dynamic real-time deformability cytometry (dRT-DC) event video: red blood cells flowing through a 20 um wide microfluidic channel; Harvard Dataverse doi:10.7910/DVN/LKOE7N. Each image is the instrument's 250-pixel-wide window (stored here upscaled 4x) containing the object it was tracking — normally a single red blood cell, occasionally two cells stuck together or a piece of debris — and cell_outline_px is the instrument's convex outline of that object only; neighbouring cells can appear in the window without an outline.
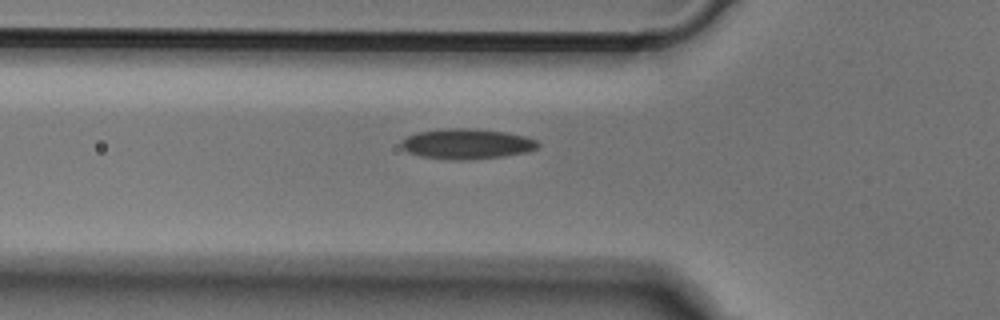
{"species": "Egyptian fruit bat (a non-hibernating species)", "species_latin": "Rousettus aegyptiacus", "temperature_condition": "cold", "stored_images_in_passage": 37, "camera_frame_rate_fps": 3000, "um_per_image_px": 0.085, "animal": {"sex": "male"}, "frame": {"image": 1, "passage_image": 3, "time_ms": 0.667, "image_size_px": [1000, 320], "cell_outline_px": [[540, 144], [536, 148], [528, 152], [504, 156], [468, 160], [452, 160], [420, 156], [408, 152], [400, 144], [408, 136], [416, 132], [444, 128], [476, 128], [504, 132], [524, 136], [536, 140]], "centroid_in_image_um": [39.69, 12.23], "position_along_channel_um": 86.1, "area_um2": 24.16}}
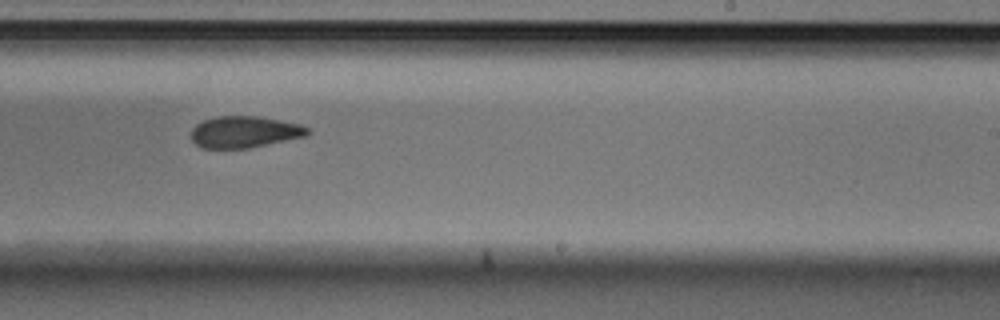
{"frame": {"image": 2, "passage_image": 17, "time_ms": 5.333, "image_size_px": [1000, 320], "cell_outline_px": [[312, 132], [308, 136], [248, 148], [200, 148], [192, 140], [192, 128], [196, 124], [204, 120], [216, 116], [256, 116], [280, 120], [300, 124], [308, 128]], "centroid_in_image_um": [20.8, 11.21], "position_along_channel_um": 268.2, "area_um2": 21.5}}
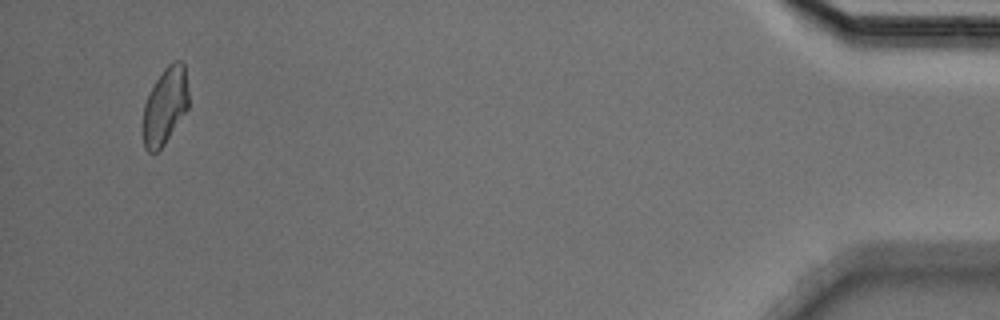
{"frame": {"image": 3, "passage_image": 35, "time_ms": 11.333, "image_size_px": [1000, 320], "cell_outline_px": [[188, 108], [164, 144], [156, 152], [148, 152], [144, 148], [144, 104], [156, 80], [164, 68], [172, 60], [180, 60], [184, 64], [188, 92]], "centroid_in_image_um": [14.05, 8.97], "position_along_channel_um": 421.2, "area_um2": 20.06}}